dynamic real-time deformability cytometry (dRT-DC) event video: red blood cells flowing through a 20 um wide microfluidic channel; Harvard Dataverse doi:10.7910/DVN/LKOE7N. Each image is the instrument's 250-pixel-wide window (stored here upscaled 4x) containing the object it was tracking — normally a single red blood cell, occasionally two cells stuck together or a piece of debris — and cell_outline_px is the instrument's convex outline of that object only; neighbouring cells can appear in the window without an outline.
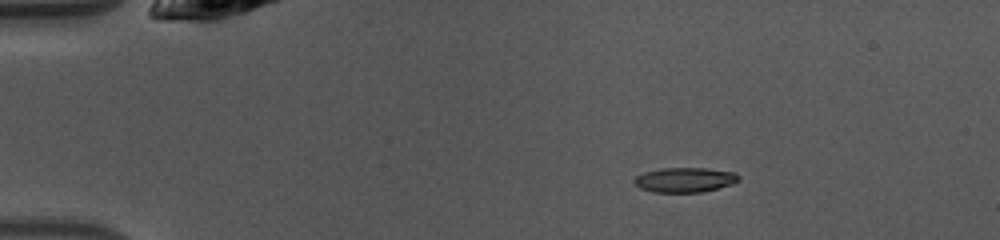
{"species": "common noctule bat (a hibernating species)", "species_latin": "Nyctalus noctula", "temperature_condition": "warm", "stored_images_in_passage": 41, "camera_frame_rate_fps": 3000, "um_per_image_px": 0.085, "animal": {"sex": "female", "body_mass_g": 10.0, "forearm_length_mm": 53.1}, "frame": {"image": 1, "passage_image": 1, "time_ms": 0.0, "image_size_px": [1000, 240], "cell_outline_px": [[740, 180], [732, 184], [704, 192], [652, 192], [640, 188], [632, 180], [636, 176], [644, 172], [660, 168], [704, 168], [736, 172], [740, 176]], "centroid_in_image_um": [58.22, 15.28], "position_along_channel_um": 26.8, "area_um2": 15.2}}
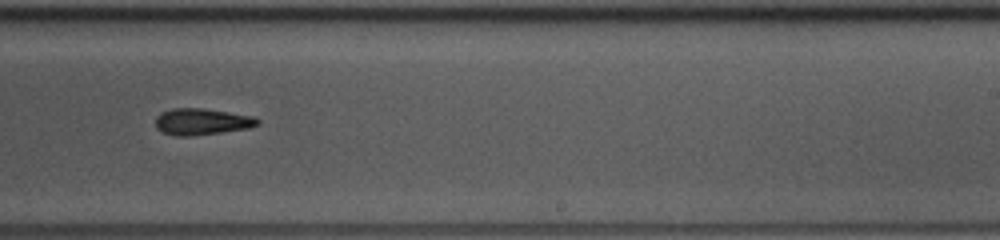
{"frame": {"image": 2, "passage_image": 23, "time_ms": 7.333, "image_size_px": [1000, 240], "cell_outline_px": [[260, 124], [248, 128], [220, 132], [188, 136], [176, 136], [164, 132], [156, 128], [156, 116], [160, 112], [172, 108], [204, 108], [256, 116], [260, 120]], "centroid_in_image_um": [17.17, 10.32], "position_along_channel_um": 271.8, "area_um2": 15.84}}
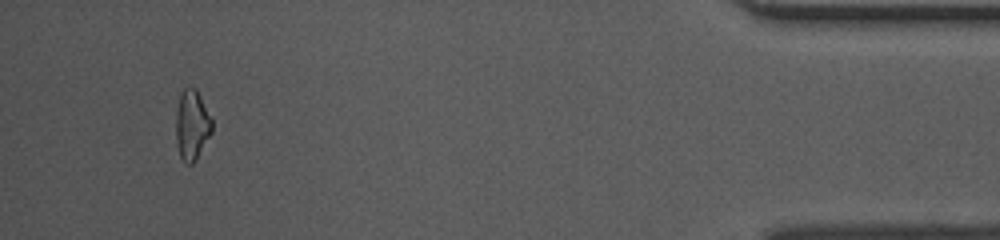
{"frame": {"image": 3, "passage_image": 38, "time_ms": 12.333, "image_size_px": [1000, 240], "cell_outline_px": [[212, 132], [192, 164], [184, 164], [180, 156], [176, 144], [176, 112], [180, 96], [184, 88], [188, 84], [196, 88], [212, 120]], "centroid_in_image_um": [16.3, 10.6], "position_along_channel_um": 418.9, "area_um2": 14.68}, "authors_computed_cell_mechanics": {"area_um2": 15.3748, "velocity_mm_per_s": 4.1999, "shape_relaxation_time_tau1_ms": 6.419, "shape_relaxation_time_tau2_ms": 10.3506, "deformation_change_tau1": 0.1508, "deformation_change_tau2": 0.2491}}